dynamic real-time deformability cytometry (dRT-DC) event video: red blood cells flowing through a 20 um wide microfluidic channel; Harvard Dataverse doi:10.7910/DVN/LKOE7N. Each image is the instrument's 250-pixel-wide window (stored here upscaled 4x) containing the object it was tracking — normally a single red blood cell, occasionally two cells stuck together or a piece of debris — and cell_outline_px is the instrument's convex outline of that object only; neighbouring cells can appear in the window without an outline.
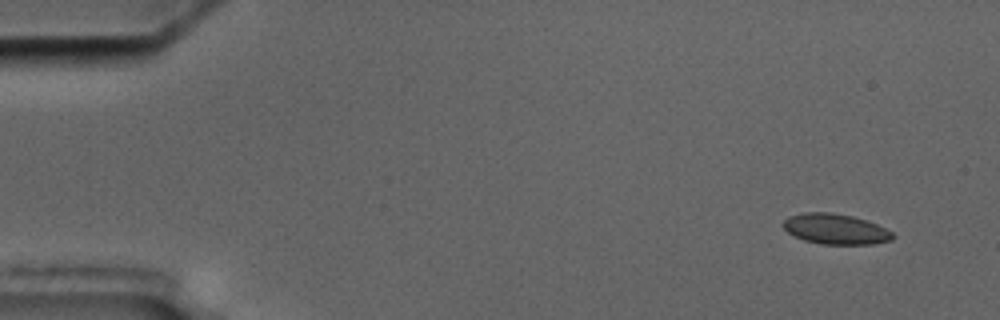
{"species": "common noctule bat (a hibernating species)", "species_latin": "Nyctalus noctula", "temperature_condition": "cold", "stored_images_in_passage": 14, "camera_frame_rate_fps": 3000, "um_per_image_px": 0.085, "animal": {"sex": "male", "body_mass_g": 17.5, "forearm_length_mm": 52.3}, "frame": {"image": 1, "passage_image": 1, "time_ms": 0.0, "image_size_px": [1000, 320], "cell_outline_px": [[896, 236], [892, 240], [872, 244], [820, 244], [804, 240], [788, 232], [784, 228], [784, 220], [788, 216], [804, 212], [832, 212], [852, 216], [876, 224], [892, 232]], "centroid_in_image_um": [71.02, 19.47], "position_along_channel_um": 14.0, "area_um2": 19.31}}
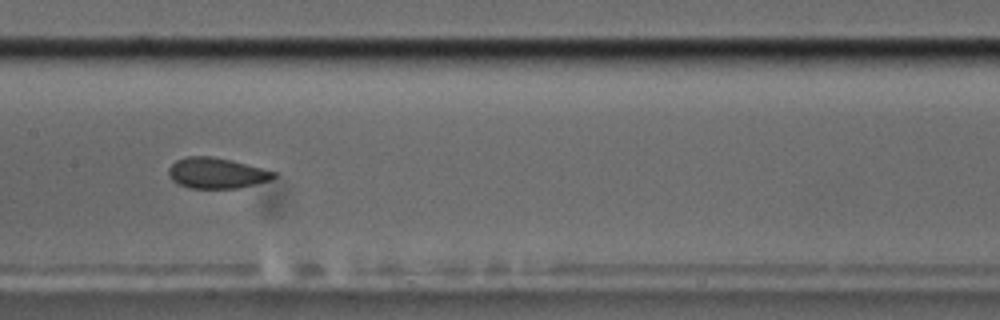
{"frame": {"image": 2, "passage_image": 7, "time_ms": 8.333, "image_size_px": [1000, 320], "cell_outline_px": [[276, 176], [272, 180], [240, 188], [188, 188], [176, 184], [168, 176], [168, 168], [176, 160], [188, 156], [212, 156], [232, 160], [248, 164], [276, 172]], "centroid_in_image_um": [18.4, 14.72], "position_along_channel_um": 189.0, "area_um2": 19.07}}
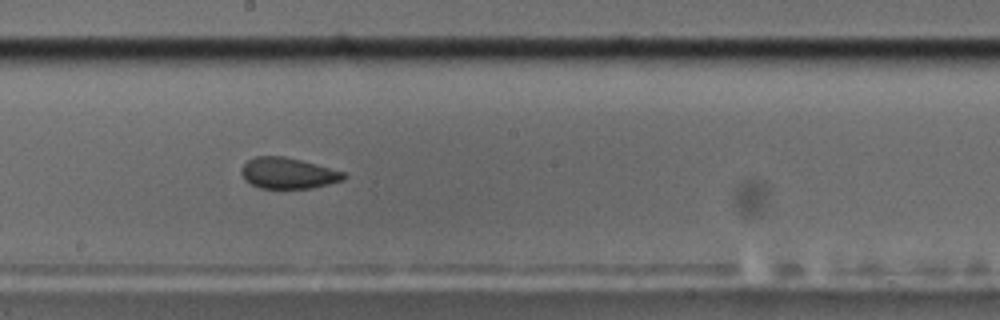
{"frame": {"image": 3, "passage_image": 8, "time_ms": 9.333, "image_size_px": [1000, 320], "cell_outline_px": [[348, 176], [344, 180], [312, 188], [260, 188], [244, 180], [240, 172], [240, 168], [248, 160], [256, 156], [284, 156], [300, 160], [344, 172]], "centroid_in_image_um": [24.46, 14.72], "position_along_channel_um": 223.7, "area_um2": 18.44}, "authors_computed_cell_mechanics": {"area_um2": 19.1896, "velocity_mm_per_s": 3.4863, "shape_relaxation_time_tau1_ms": null, "shape_relaxation_time_tau2_ms": 1.9807, "deformation_change_tau1": null, "deformation_change_tau2": 0.0745}}